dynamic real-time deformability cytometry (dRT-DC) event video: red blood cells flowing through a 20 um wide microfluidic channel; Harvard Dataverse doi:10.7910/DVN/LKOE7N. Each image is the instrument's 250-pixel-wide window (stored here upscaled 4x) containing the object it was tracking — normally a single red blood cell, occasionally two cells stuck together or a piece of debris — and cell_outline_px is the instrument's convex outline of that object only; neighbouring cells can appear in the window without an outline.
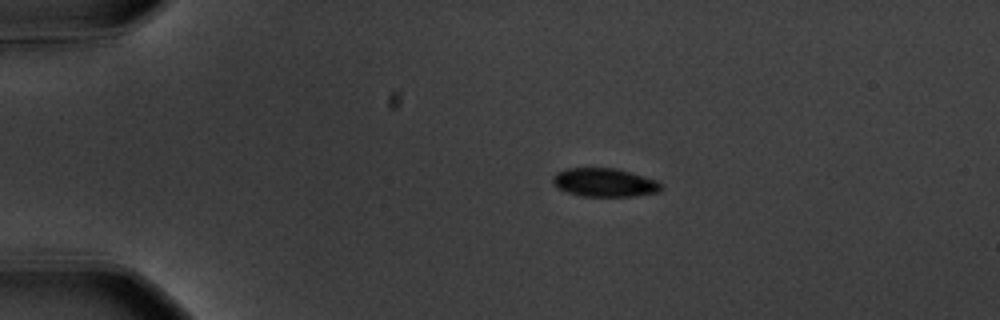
{"species": "common noctule bat (a hibernating species)", "species_latin": "Nyctalus noctula", "temperature_condition": "warm", "stored_images_in_passage": 46, "camera_frame_rate_fps": 3000, "um_per_image_px": 0.085, "animal": {"sex": "male", "body_mass_g": 20.1, "forearm_length_mm": 53.5}, "frame": {"image": 1, "passage_image": 1, "time_ms": 0.0, "image_size_px": [1000, 320], "cell_outline_px": [[664, 188], [660, 192], [632, 196], [580, 196], [556, 188], [552, 184], [552, 176], [556, 172], [568, 168], [616, 168], [644, 176], [656, 180], [664, 184]], "centroid_in_image_um": [51.39, 15.51], "position_along_channel_um": 33.6, "area_um2": 18.26}}
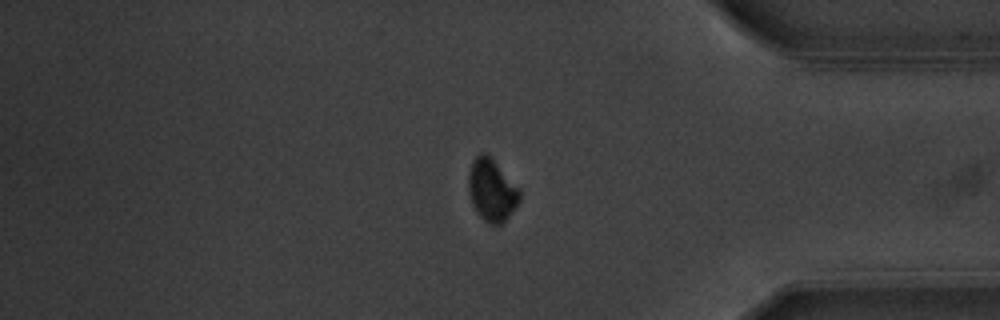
{"frame": {"image": 2, "passage_image": 37, "time_ms": 12.0, "image_size_px": [1000, 320], "cell_outline_px": [[520, 200], [508, 216], [500, 224], [488, 224], [480, 216], [472, 204], [468, 188], [468, 172], [472, 160], [480, 152], [484, 152], [520, 188]], "centroid_in_image_um": [41.78, 16.16], "position_along_channel_um": 393.4, "area_um2": 18.26}}
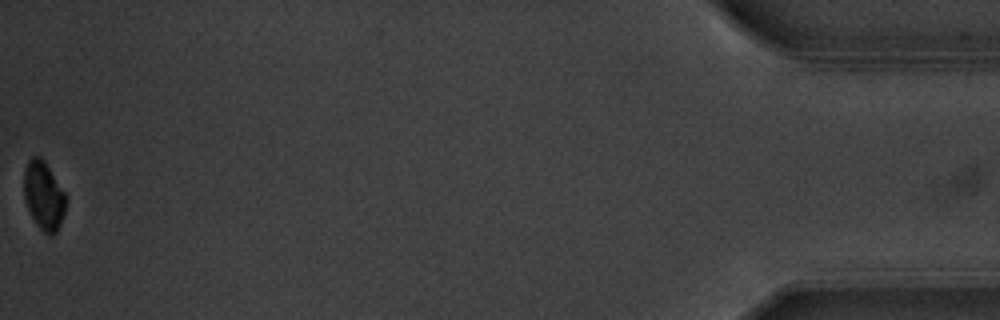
{"frame": {"image": 3, "passage_image": 46, "time_ms": 15.0, "image_size_px": [1000, 320], "cell_outline_px": [[68, 196], [64, 212], [60, 224], [56, 232], [52, 236], [48, 236], [36, 224], [28, 208], [24, 196], [24, 168], [28, 160], [32, 156], [40, 156], [44, 160]], "centroid_in_image_um": [3.73, 16.61], "position_along_channel_um": 431.5, "area_um2": 16.88}, "authors_computed_cell_mechanics": {"area_um2": 18.9295, "velocity_mm_per_s": 3.6028, "shape_relaxation_time_tau1_ms": 7.3794, "shape_relaxation_time_tau2_ms": null, "deformation_change_tau1": 0.1808, "deformation_change_tau2": null}}